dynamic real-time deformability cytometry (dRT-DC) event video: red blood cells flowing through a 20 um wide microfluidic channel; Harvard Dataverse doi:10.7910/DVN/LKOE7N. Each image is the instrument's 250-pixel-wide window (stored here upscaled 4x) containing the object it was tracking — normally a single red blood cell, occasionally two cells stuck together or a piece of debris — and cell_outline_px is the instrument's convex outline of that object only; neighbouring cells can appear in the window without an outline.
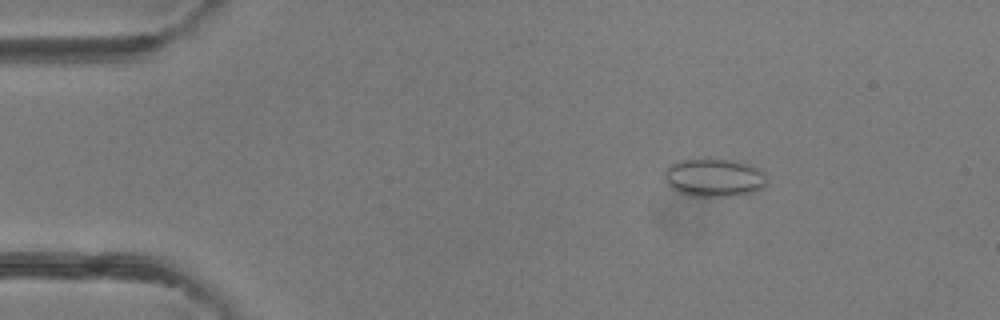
{"species": "common noctule bat (a hibernating species)", "species_latin": "Nyctalus noctula", "temperature_condition": "room temperature", "stored_images_in_passage": 3, "camera_frame_rate_fps": 3000, "um_per_image_px": 0.085, "animal": {"sex": "female"}, "frame": {"image": 1, "passage_image": 2, "time_ms": 1.0, "image_size_px": [1000, 320], "cell_outline_px": [[768, 180], [764, 188], [740, 196], [688, 196], [676, 192], [668, 184], [664, 176], [664, 168], [668, 164], [676, 160], [736, 160], [752, 164], [760, 168]], "centroid_in_image_um": [60.71, 15.11], "position_along_channel_um": 24.3, "area_um2": 23.24}}